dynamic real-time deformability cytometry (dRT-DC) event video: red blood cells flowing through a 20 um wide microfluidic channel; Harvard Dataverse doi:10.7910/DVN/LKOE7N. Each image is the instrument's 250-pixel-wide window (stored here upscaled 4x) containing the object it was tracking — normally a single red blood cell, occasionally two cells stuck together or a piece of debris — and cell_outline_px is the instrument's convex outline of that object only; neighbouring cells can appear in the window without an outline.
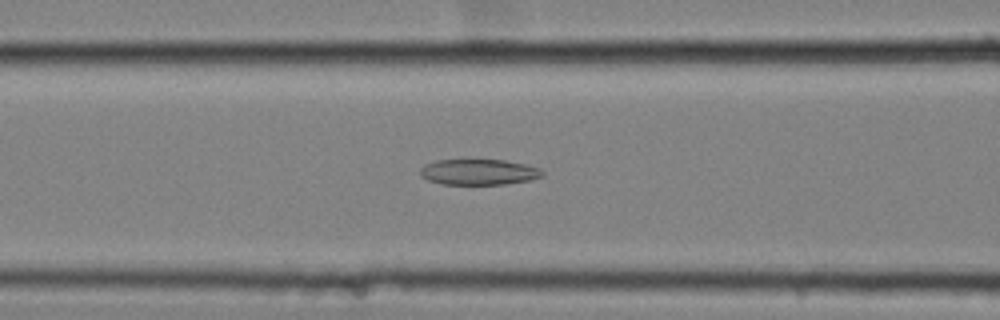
{"species": "common noctule bat (a hibernating species)", "species_latin": "Nyctalus noctula", "temperature_condition": "cold", "stored_images_in_passage": 58, "camera_frame_rate_fps": 3000, "um_per_image_px": 0.085, "animal": {"sex": "female", "body_mass_g": 25.1}, "frame": {"image": 1, "passage_image": 25, "time_ms": 8.0, "image_size_px": [1000, 320], "cell_outline_px": [[544, 176], [532, 180], [504, 184], [440, 184], [428, 180], [420, 176], [420, 168], [424, 164], [436, 160], [504, 160], [524, 164], [540, 168], [544, 172]], "centroid_in_image_um": [40.69, 14.62], "position_along_channel_um": 125.9, "area_um2": 18.44}}
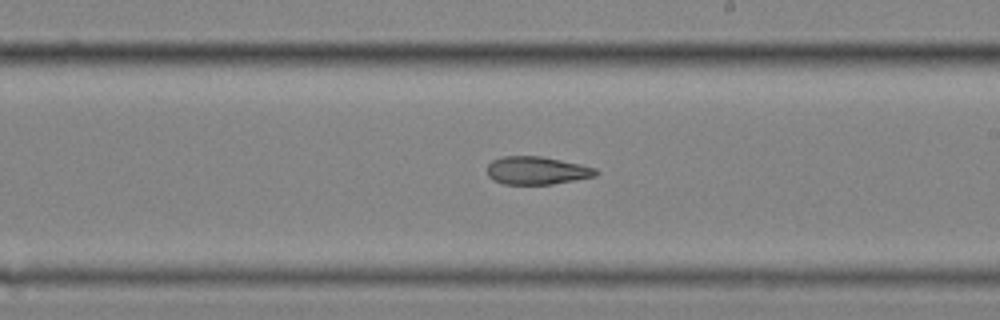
{"frame": {"image": 2, "passage_image": 35, "time_ms": 11.333, "image_size_px": [1000, 320], "cell_outline_px": [[600, 172], [596, 176], [576, 180], [552, 184], [504, 184], [492, 180], [488, 176], [488, 164], [492, 160], [504, 156], [540, 156], [580, 164], [596, 168]], "centroid_in_image_um": [45.64, 14.5], "position_along_channel_um": 243.4, "area_um2": 17.74}}
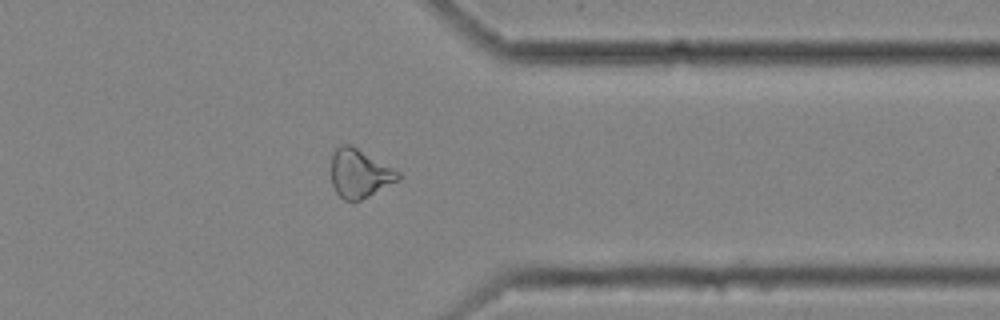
{"frame": {"image": 3, "passage_image": 47, "time_ms": 15.333, "image_size_px": [1000, 320], "cell_outline_px": [[400, 176], [396, 180], [368, 196], [352, 204], [344, 200], [336, 192], [332, 184], [332, 152], [340, 144], [352, 144], [400, 172]], "centroid_in_image_um": [30.51, 14.73], "position_along_channel_um": 380.9, "area_um2": 18.9}, "authors_computed_cell_mechanics": {"area_um2": 20.4901, "velocity_mm_per_s": 3.5321, "shape_relaxation_time_tau1_ms": null, "shape_relaxation_time_tau2_ms": 4.4769, "deformation_change_tau1": null, "deformation_change_tau2": 0.1328}}